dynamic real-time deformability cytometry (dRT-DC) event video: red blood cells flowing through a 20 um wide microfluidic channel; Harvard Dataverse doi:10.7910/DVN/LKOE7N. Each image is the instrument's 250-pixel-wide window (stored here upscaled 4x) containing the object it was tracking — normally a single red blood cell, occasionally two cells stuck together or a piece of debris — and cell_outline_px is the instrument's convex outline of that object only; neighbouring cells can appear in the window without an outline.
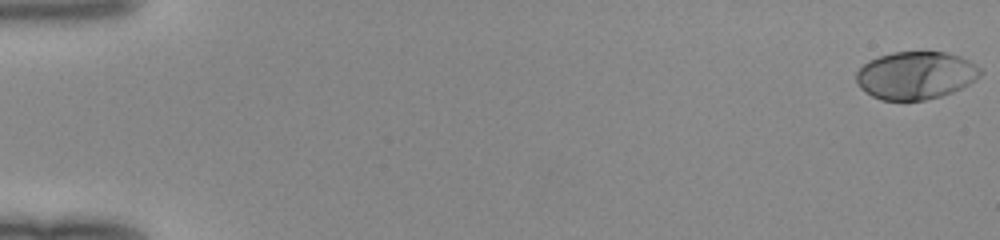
{"species": "human", "species_latin": "Homo sapiens", "temperature_condition": "room temperature", "stored_images_in_passage": 50, "camera_frame_rate_fps": 3000, "um_per_image_px": 0.085, "donor": {"sex": "female"}, "frame": {"image": 1, "passage_image": 1, "time_ms": 0.0, "image_size_px": [1000, 240], "cell_outline_px": [[984, 72], [976, 80], [952, 92], [940, 96], [924, 100], [880, 100], [872, 96], [860, 88], [856, 80], [856, 72], [868, 60], [892, 52], [944, 52], [960, 56], [968, 60], [980, 68]], "centroid_in_image_um": [77.83, 6.4], "position_along_channel_um": 7.2, "area_um2": 34.51}}
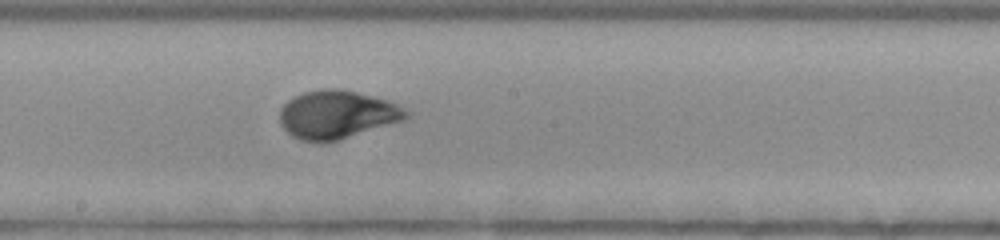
{"frame": {"image": 2, "passage_image": 29, "time_ms": 9.333, "image_size_px": [1000, 240], "cell_outline_px": [[408, 116], [404, 120], [324, 144], [320, 144], [300, 140], [292, 136], [280, 124], [280, 108], [288, 100], [304, 92], [320, 88], [340, 88], [388, 100], [396, 104], [408, 112]], "centroid_in_image_um": [28.6, 9.75], "position_along_channel_um": 219.6, "area_um2": 35.55}}
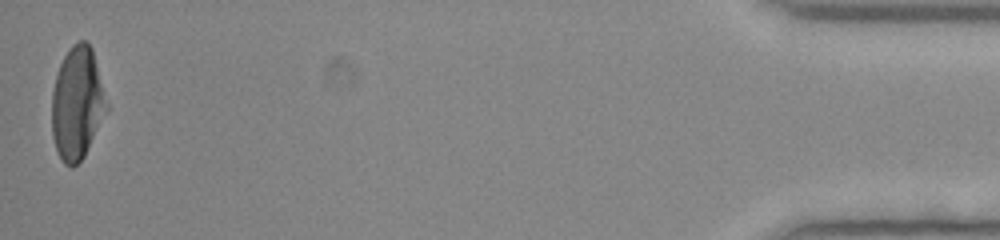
{"frame": {"image": 3, "passage_image": 50, "time_ms": 16.333, "image_size_px": [1000, 240], "cell_outline_px": [[108, 108], [84, 156], [72, 168], [64, 164], [56, 148], [52, 136], [52, 92], [56, 76], [60, 64], [64, 56], [72, 44], [80, 40], [88, 40], [92, 48], [108, 104]], "centroid_in_image_um": [6.56, 8.76], "position_along_channel_um": 428.6, "area_um2": 35.78}}